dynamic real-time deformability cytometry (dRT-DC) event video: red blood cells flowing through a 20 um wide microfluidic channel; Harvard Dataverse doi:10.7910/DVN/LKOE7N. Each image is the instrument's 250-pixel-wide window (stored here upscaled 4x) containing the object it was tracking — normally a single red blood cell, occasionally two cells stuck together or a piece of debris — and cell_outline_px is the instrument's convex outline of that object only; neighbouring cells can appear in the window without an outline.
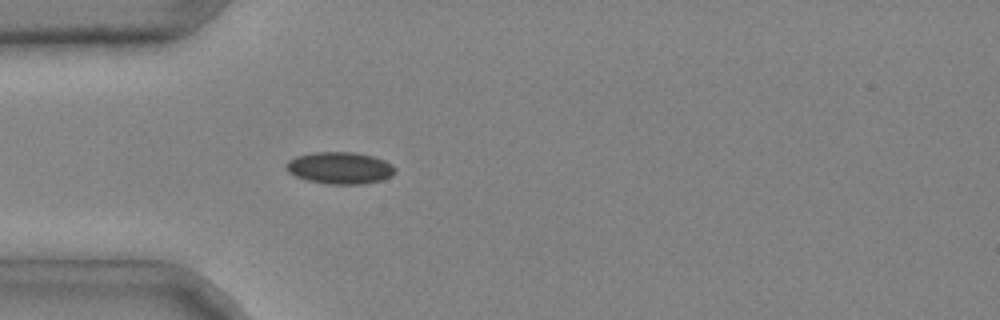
{"species": "common noctule bat (a hibernating species)", "species_latin": "Nyctalus noctula", "temperature_condition": "cold", "stored_images_in_passage": 4, "camera_frame_rate_fps": 3000, "um_per_image_px": 0.085, "animal": {"sex": "male", "body_mass_g": 20.4}, "frame": {"image": 1, "passage_image": 4, "time_ms": 1.0, "image_size_px": [1000, 320], "cell_outline_px": [[396, 172], [392, 176], [384, 180], [364, 184], [328, 184], [308, 180], [296, 176], [288, 172], [284, 168], [284, 164], [288, 160], [296, 156], [312, 152], [352, 152], [372, 156], [384, 160], [392, 164], [396, 168]], "centroid_in_image_um": [28.89, 14.28], "position_along_channel_um": 56.1, "area_um2": 20.52}}